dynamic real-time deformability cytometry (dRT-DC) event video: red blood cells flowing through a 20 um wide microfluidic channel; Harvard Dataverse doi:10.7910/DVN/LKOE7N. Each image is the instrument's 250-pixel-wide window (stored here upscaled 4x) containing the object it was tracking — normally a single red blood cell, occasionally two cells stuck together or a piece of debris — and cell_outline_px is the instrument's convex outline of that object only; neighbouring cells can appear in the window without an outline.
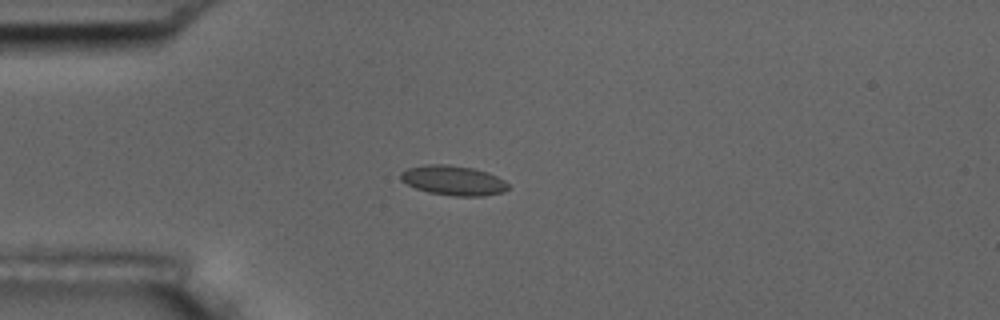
{"species": "common noctule bat (a hibernating species)", "species_latin": "Nyctalus noctula", "temperature_condition": "room temperature", "stored_images_in_passage": 7, "camera_frame_rate_fps": 3000, "um_per_image_px": 0.085, "animal": {"sex": "male", "body_mass_g": 17.5, "forearm_length_mm": 52.3}, "frame": {"image": 1, "passage_image": 4, "time_ms": 3.667, "image_size_px": [1000, 320], "cell_outline_px": [[508, 188], [504, 192], [484, 196], [456, 196], [428, 192], [416, 188], [400, 180], [400, 172], [408, 168], [428, 164], [448, 164], [472, 168], [488, 172], [504, 180], [508, 184]], "centroid_in_image_um": [38.53, 15.33], "position_along_channel_um": 46.5, "area_um2": 18.61}}